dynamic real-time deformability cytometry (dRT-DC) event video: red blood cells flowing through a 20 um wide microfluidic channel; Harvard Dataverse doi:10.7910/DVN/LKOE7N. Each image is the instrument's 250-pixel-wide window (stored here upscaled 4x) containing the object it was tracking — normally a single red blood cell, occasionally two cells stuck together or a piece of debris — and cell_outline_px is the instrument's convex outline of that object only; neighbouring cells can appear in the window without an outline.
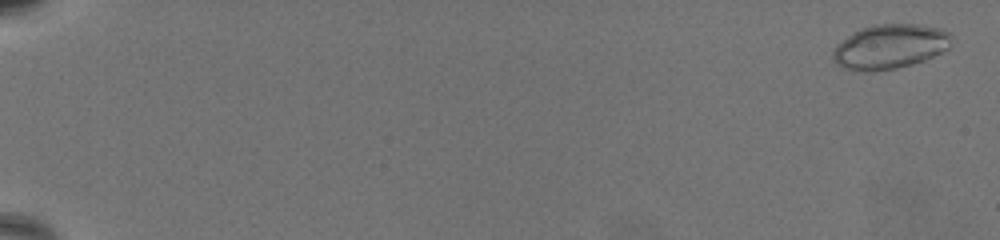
{"species": "common noctule bat (a hibernating species)", "species_latin": "Nyctalus noctula", "temperature_condition": "warm", "stored_images_in_passage": 69, "camera_frame_rate_fps": 3000, "um_per_image_px": 0.085, "animal": {"sex": "female", "body_mass_g": 19.5, "forearm_length_mm": 54.1}, "frame": {"image": 1, "passage_image": 3, "time_ms": 0.667, "image_size_px": [1000, 240], "cell_outline_px": [[952, 36], [948, 48], [924, 60], [912, 64], [896, 68], [872, 72], [864, 72], [844, 68], [836, 64], [832, 60], [832, 52], [852, 32], [860, 28], [876, 24], [920, 24], [940, 28], [948, 32]], "centroid_in_image_um": [75.63, 3.96], "position_along_channel_um": 9.4, "area_um2": 30.69}}
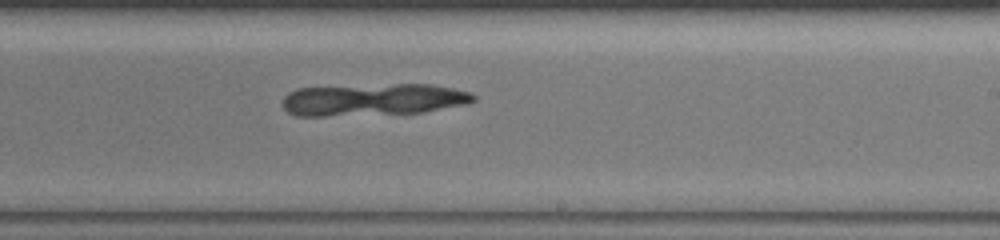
{"frame": {"image": 2, "passage_image": 46, "time_ms": 15.0, "image_size_px": [1000, 240], "cell_outline_px": [[476, 100], [468, 104], [424, 112], [324, 116], [296, 116], [288, 112], [284, 108], [284, 96], [288, 92], [300, 88], [396, 84], [428, 84], [452, 88], [472, 92], [476, 96]], "centroid_in_image_um": [31.77, 8.47], "position_along_channel_um": 257.2, "area_um2": 35.6}}
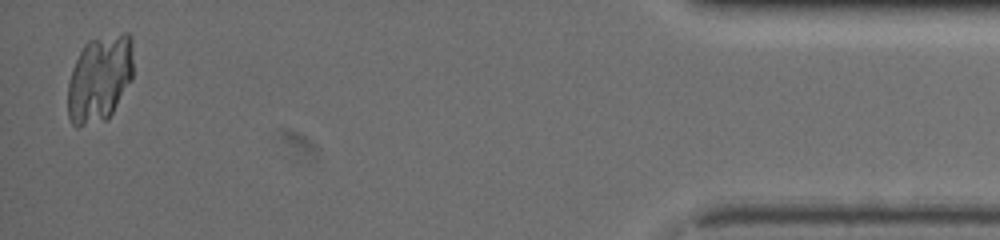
{"frame": {"image": 3, "passage_image": 68, "time_ms": 22.333, "image_size_px": [1000, 240], "cell_outline_px": [[132, 80], [108, 120], [76, 128], [72, 124], [68, 116], [68, 80], [72, 68], [84, 44], [88, 40], [124, 32], [128, 32], [132, 36]], "centroid_in_image_um": [8.47, 6.7], "position_along_channel_um": 426.7, "area_um2": 33.64}}